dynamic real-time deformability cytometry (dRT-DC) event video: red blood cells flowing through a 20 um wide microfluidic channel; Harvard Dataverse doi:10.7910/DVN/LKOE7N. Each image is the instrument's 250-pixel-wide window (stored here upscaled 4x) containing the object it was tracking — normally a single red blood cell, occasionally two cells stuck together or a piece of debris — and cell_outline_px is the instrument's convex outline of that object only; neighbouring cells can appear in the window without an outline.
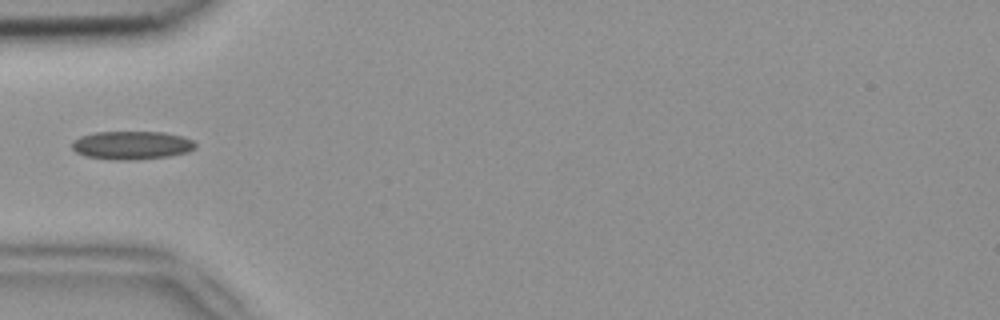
{"species": "common noctule bat (a hibernating species)", "species_latin": "Nyctalus noctula", "temperature_condition": "room temperature", "stored_images_in_passage": 2, "camera_frame_rate_fps": 3000, "um_per_image_px": 0.085, "animal": {"sex": "female", "body_mass_g": 18.4}, "frame": {"image": 1, "passage_image": 1, "time_ms": 0.0, "image_size_px": [1000, 320], "cell_outline_px": [[196, 148], [188, 152], [168, 156], [132, 160], [112, 160], [88, 156], [76, 152], [72, 148], [72, 144], [80, 136], [96, 132], [164, 132], [180, 136], [192, 140], [196, 144]], "centroid_in_image_um": [11.21, 12.35], "position_along_channel_um": 73.8, "area_um2": 20.23}}